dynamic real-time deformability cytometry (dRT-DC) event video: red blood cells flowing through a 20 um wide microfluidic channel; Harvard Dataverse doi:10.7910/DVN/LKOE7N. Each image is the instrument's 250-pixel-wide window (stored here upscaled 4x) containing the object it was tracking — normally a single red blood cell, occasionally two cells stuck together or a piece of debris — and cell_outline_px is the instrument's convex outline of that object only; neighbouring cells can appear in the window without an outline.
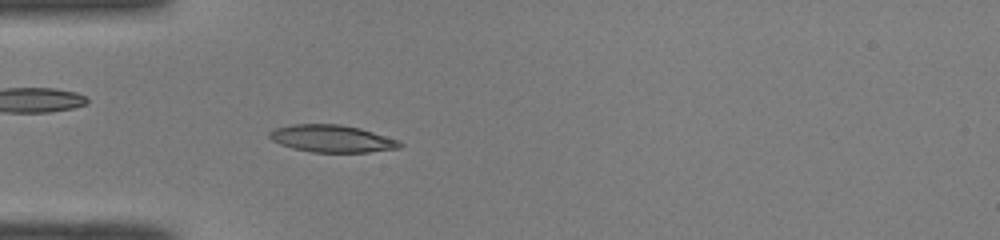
{"species": "common noctule bat (a hibernating species)", "species_latin": "Nyctalus noctula", "temperature_condition": "room temperature", "stored_images_in_passage": 41, "camera_frame_rate_fps": 3000, "um_per_image_px": 0.085, "animal": {"sex": "male", "body_mass_g": 19.0, "forearm_length_mm": 50.8}, "frame": {"image": 1, "passage_image": 6, "time_ms": 1.667, "image_size_px": [1000, 240], "cell_outline_px": [[404, 144], [400, 148], [368, 152], [312, 152], [292, 148], [280, 144], [272, 140], [268, 136], [268, 132], [276, 128], [292, 124], [340, 124], [360, 128], [396, 140]], "centroid_in_image_um": [28.18, 11.78], "position_along_channel_um": 56.8, "area_um2": 20.58}}
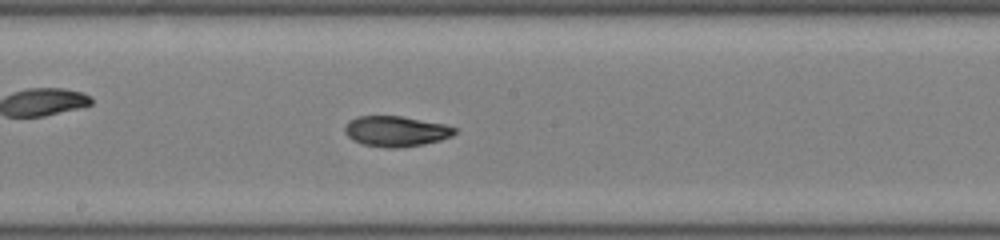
{"frame": {"image": 2, "passage_image": 18, "time_ms": 5.667, "image_size_px": [1000, 240], "cell_outline_px": [[456, 132], [452, 136], [440, 140], [424, 144], [396, 148], [388, 148], [364, 144], [352, 140], [344, 132], [344, 128], [348, 120], [356, 116], [400, 116], [444, 124], [456, 128]], "centroid_in_image_um": [33.63, 11.15], "position_along_channel_um": 214.6, "area_um2": 19.48}}
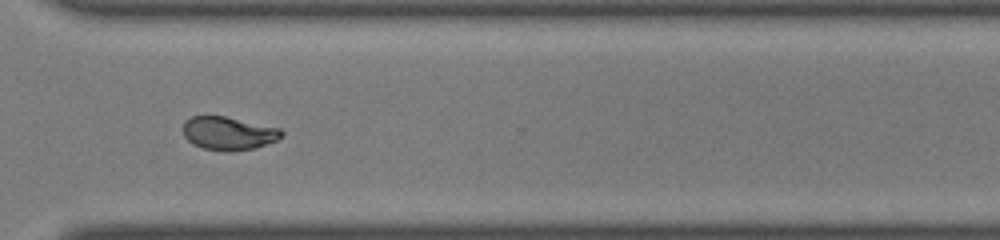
{"frame": {"image": 3, "passage_image": 28, "time_ms": 9.0, "image_size_px": [1000, 240], "cell_outline_px": [[284, 136], [276, 140], [256, 148], [224, 152], [204, 148], [192, 144], [184, 136], [184, 120], [192, 116], [224, 116], [280, 128], [284, 132]], "centroid_in_image_um": [19.43, 11.33], "position_along_channel_um": 351.2, "area_um2": 19.13}, "authors_computed_cell_mechanics": {"area_um2": 19.652, "velocity_mm_per_s": 4.079, "shape_relaxation_time_tau1_ms": 9.9161, "shape_relaxation_time_tau2_ms": 1.8848, "deformation_change_tau1": 0.2499, "deformation_change_tau2": 0.0635}}